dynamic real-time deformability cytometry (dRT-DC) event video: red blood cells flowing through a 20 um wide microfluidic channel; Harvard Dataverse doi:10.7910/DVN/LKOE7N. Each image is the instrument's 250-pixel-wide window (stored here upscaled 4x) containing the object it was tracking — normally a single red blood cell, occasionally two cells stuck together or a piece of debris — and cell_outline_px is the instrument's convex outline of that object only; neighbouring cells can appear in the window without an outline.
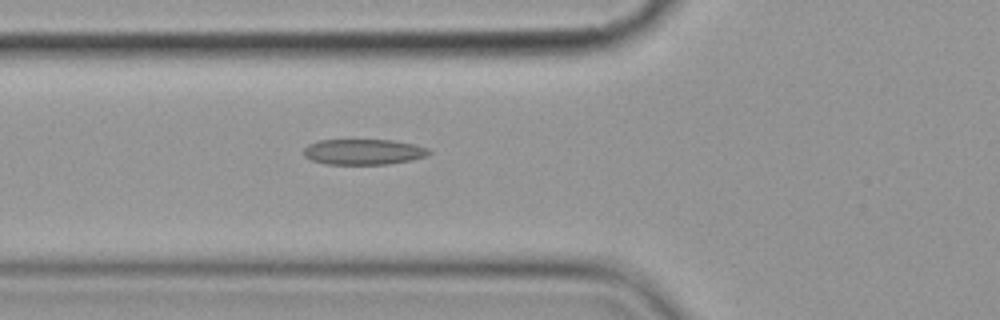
{"species": "common noctule bat (a hibernating species)", "species_latin": "Nyctalus noctula", "temperature_condition": "cold", "stored_images_in_passage": 5, "camera_frame_rate_fps": 3000, "um_per_image_px": 0.085, "animal": {"sex": "female", "body_mass_g": 19.9}, "frame": {"image": 1, "passage_image": 5, "time_ms": 5.333, "image_size_px": [1000, 320], "cell_outline_px": [[432, 152], [428, 156], [412, 160], [388, 164], [324, 164], [312, 160], [304, 156], [304, 148], [308, 144], [320, 140], [392, 140], [416, 144], [428, 148]], "centroid_in_image_um": [30.93, 12.91], "position_along_channel_um": 94.9, "area_um2": 18.84}}